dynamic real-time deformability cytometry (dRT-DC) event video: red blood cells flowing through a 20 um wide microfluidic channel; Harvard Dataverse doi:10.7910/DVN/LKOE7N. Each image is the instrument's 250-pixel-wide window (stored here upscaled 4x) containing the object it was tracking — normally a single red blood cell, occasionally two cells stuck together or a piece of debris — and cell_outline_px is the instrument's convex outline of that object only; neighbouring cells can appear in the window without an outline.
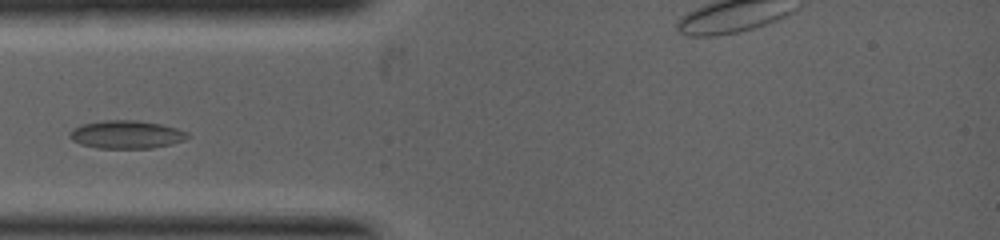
{"species": "common noctule bat (a hibernating species)", "species_latin": "Nyctalus noctula", "temperature_condition": "warm", "stored_images_in_passage": 7, "camera_frame_rate_fps": 5000, "um_per_image_px": 0.085, "animal": {"sex": "female", "body_mass_g": 19.0, "forearm_length_mm": 53.3}, "frame": {"image": 1, "passage_image": 1, "time_ms": 0.0, "image_size_px": [1000, 240], "cell_outline_px": [[188, 136], [184, 140], [172, 144], [152, 148], [96, 148], [80, 144], [72, 140], [68, 136], [68, 132], [72, 128], [80, 124], [104, 120], [136, 120], [160, 124], [176, 128], [188, 132]], "centroid_in_image_um": [10.69, 11.43], "position_along_channel_um": 74.3, "area_um2": 19.42}}
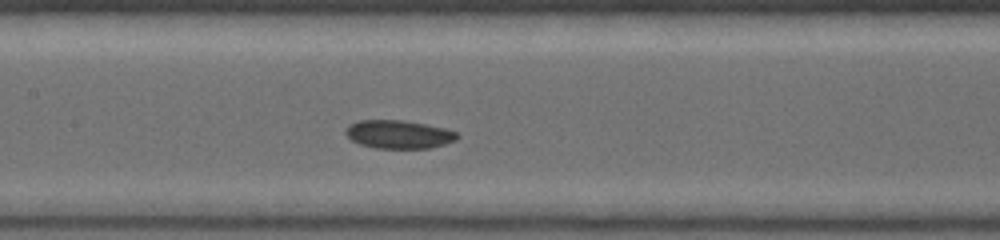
{"frame": {"image": 2, "passage_image": 5, "time_ms": 1.4, "image_size_px": [1000, 240], "cell_outline_px": [[460, 136], [456, 140], [444, 144], [428, 148], [376, 148], [360, 144], [352, 140], [344, 132], [348, 124], [360, 120], [404, 120], [444, 128], [456, 132]], "centroid_in_image_um": [33.87, 11.41], "position_along_channel_um": 173.5, "area_um2": 18.32}}
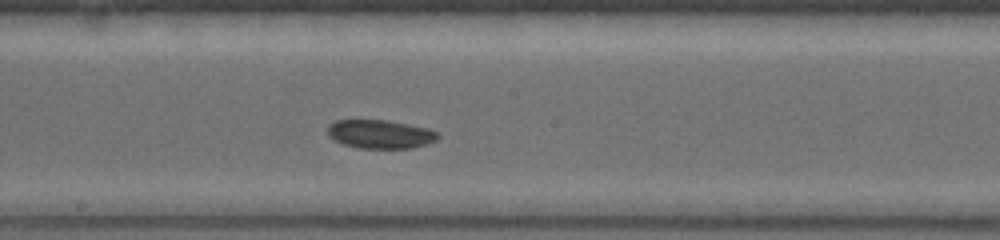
{"frame": {"image": 3, "passage_image": 7, "time_ms": 2.0, "image_size_px": [1000, 240], "cell_outline_px": [[440, 136], [436, 140], [412, 148], [360, 148], [344, 144], [328, 136], [328, 124], [336, 120], [384, 120], [408, 124], [428, 128], [440, 132]], "centroid_in_image_um": [32.33, 11.39], "position_along_channel_um": 215.9, "area_um2": 18.32}}